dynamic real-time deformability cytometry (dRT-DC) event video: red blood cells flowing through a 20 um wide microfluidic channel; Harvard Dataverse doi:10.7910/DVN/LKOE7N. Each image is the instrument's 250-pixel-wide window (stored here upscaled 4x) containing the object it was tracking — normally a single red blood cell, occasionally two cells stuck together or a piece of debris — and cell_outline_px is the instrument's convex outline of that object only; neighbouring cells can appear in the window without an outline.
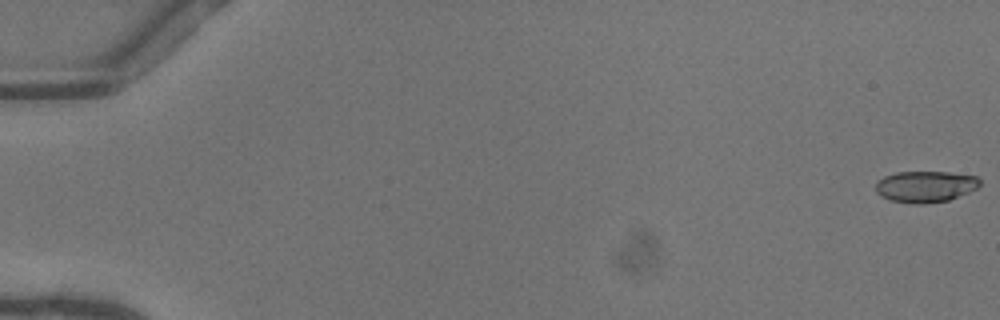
{"species": "common noctule bat (a hibernating species)", "species_latin": "Nyctalus noctula", "temperature_condition": "warm", "stored_images_in_passage": 52, "camera_frame_rate_fps": 3000, "um_per_image_px": 0.085, "animal": {"sex": "female"}, "frame": {"image": 1, "passage_image": 1, "time_ms": 0.0, "image_size_px": [1000, 320], "cell_outline_px": [[980, 184], [976, 188], [968, 192], [948, 200], [924, 204], [912, 204], [892, 200], [880, 196], [876, 192], [876, 180], [884, 176], [896, 172], [948, 172], [976, 176], [980, 180]], "centroid_in_image_um": [78.62, 15.85], "position_along_channel_um": 6.4, "area_um2": 19.02}}
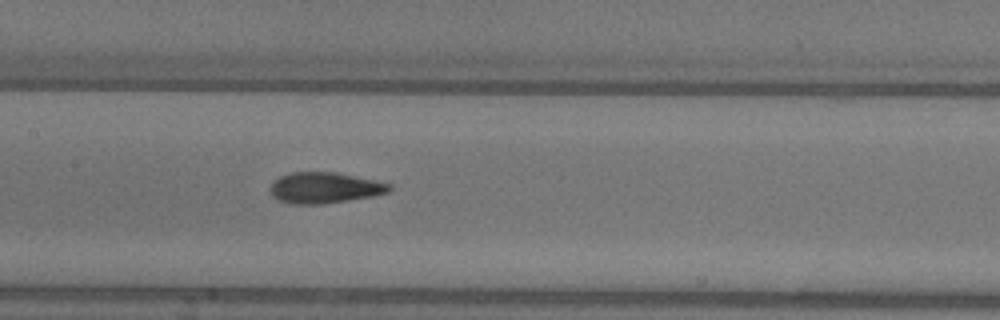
{"frame": {"image": 2, "passage_image": 27, "time_ms": 8.667, "image_size_px": [1000, 320], "cell_outline_px": [[392, 188], [388, 192], [372, 196], [320, 204], [292, 204], [280, 200], [272, 196], [268, 188], [280, 176], [292, 172], [336, 172], [376, 180], [392, 184]], "centroid_in_image_um": [27.59, 15.95], "position_along_channel_um": 179.8, "area_um2": 21.39}}
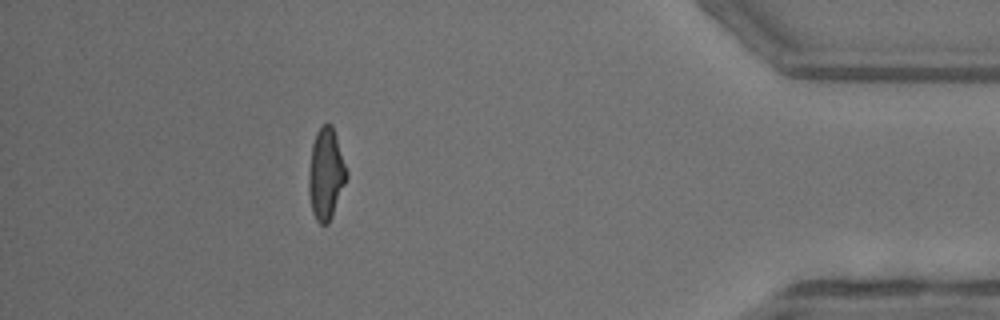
{"frame": {"image": 3, "passage_image": 47, "time_ms": 15.333, "image_size_px": [1000, 320], "cell_outline_px": [[348, 176], [332, 216], [328, 224], [320, 224], [316, 220], [312, 212], [308, 192], [308, 172], [312, 144], [316, 132], [324, 124], [332, 124], [348, 172]], "centroid_in_image_um": [27.69, 14.8], "position_along_channel_um": 407.5, "area_um2": 20.23}, "authors_computed_cell_mechanics": {"area_um2": 20.3745, "velocity_mm_per_s": 4.116, "shape_relaxation_time_tau1_ms": 3.7834, "shape_relaxation_time_tau2_ms": 1.3187, "deformation_change_tau1": 0.1905, "deformation_change_tau2": 0.0946}}